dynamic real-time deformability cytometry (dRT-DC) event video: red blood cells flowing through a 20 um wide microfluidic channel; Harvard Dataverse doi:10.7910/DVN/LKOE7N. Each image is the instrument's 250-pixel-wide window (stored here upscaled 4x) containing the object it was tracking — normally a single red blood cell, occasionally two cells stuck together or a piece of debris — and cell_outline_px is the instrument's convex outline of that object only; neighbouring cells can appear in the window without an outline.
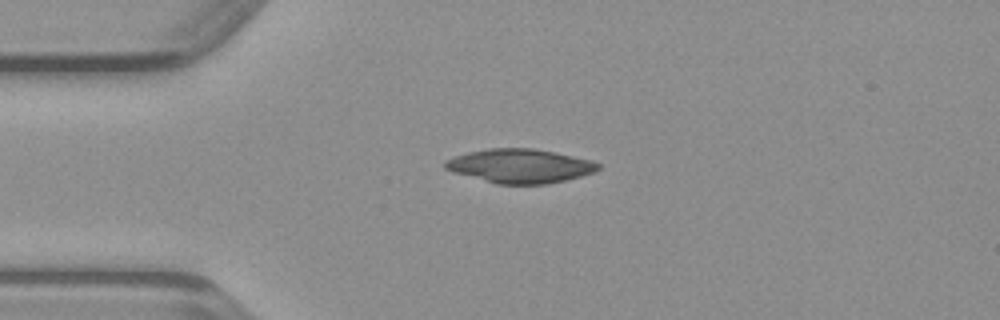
{"species": "common noctule bat (a hibernating species)", "species_latin": "Nyctalus noctula", "temperature_condition": "warm", "stored_images_in_passage": 37, "camera_frame_rate_fps": 3000, "um_per_image_px": 0.085, "animal": {"sex": "male", "body_mass_g": 23.1, "forearm_length_mm": 52.7}, "frame": {"image": 1, "passage_image": 1, "time_ms": 0.0, "image_size_px": [1000, 320], "cell_outline_px": [[600, 168], [596, 172], [548, 184], [496, 184], [452, 172], [444, 168], [444, 160], [468, 152], [488, 148], [532, 148], [592, 160], [600, 164]], "centroid_in_image_um": [44.18, 14.11], "position_along_channel_um": 40.8, "area_um2": 30.29}}
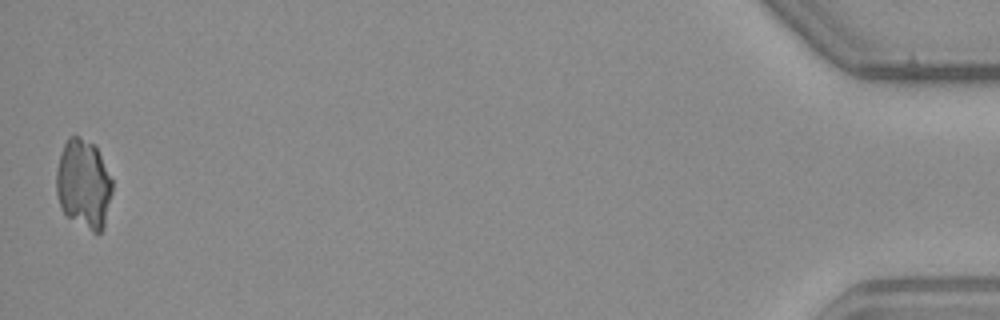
{"frame": {"image": 2, "passage_image": 37, "time_ms": 12.0, "image_size_px": [1000, 320], "cell_outline_px": [[112, 192], [104, 228], [100, 232], [92, 232], [68, 216], [60, 208], [56, 192], [56, 172], [60, 156], [64, 144], [68, 136], [80, 136], [96, 144], [112, 180]], "centroid_in_image_um": [7.11, 15.61], "position_along_channel_um": 428.1, "area_um2": 29.25}}